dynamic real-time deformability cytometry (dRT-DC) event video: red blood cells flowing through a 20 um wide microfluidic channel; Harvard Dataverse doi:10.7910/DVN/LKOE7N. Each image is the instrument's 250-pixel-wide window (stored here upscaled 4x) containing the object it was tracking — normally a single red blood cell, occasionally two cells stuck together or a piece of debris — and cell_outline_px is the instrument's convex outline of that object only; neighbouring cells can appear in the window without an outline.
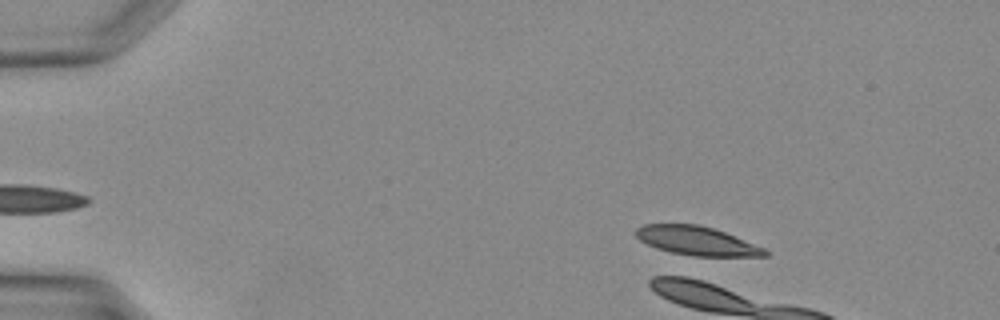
{"species": "Egyptian fruit bat (a non-hibernating species)", "species_latin": "Rousettus aegyptiacus", "temperature_condition": "warm", "stored_images_in_passage": 5, "camera_frame_rate_fps": 3000, "um_per_image_px": 0.085, "animal": {"sex": "female"}, "frame": {"image": 1, "passage_image": 4, "time_ms": 1.0, "image_size_px": [1000, 320], "cell_outline_px": [[768, 256], [692, 256], [672, 252], [656, 248], [640, 240], [636, 236], [636, 228], [644, 224], [696, 224], [712, 228], [724, 232], [764, 248], [768, 252]], "centroid_in_image_um": [59.21, 20.47], "position_along_channel_um": 25.8, "area_um2": 21.39}}